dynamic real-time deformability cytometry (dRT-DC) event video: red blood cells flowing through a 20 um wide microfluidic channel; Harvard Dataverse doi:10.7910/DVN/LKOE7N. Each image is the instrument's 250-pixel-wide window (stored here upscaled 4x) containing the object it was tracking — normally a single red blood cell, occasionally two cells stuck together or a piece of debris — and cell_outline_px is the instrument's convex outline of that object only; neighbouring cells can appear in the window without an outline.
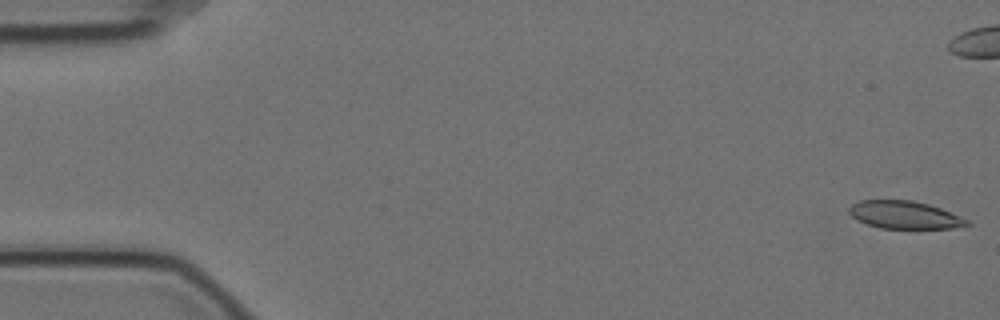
{"species": "Egyptian fruit bat (a non-hibernating species)", "species_latin": "Rousettus aegyptiacus", "temperature_condition": "cold", "stored_images_in_passage": 58, "camera_frame_rate_fps": 3000, "um_per_image_px": 0.085, "animal": {"sex": "female"}, "frame": {"image": 1, "passage_image": 1, "time_ms": 0.0, "image_size_px": [1000, 320], "cell_outline_px": [[972, 224], [952, 228], [880, 228], [868, 224], [852, 216], [848, 212], [848, 208], [852, 204], [860, 200], [912, 200], [928, 204], [940, 208], [972, 220]], "centroid_in_image_um": [76.94, 18.26], "position_along_channel_um": 8.1, "area_um2": 19.02}}
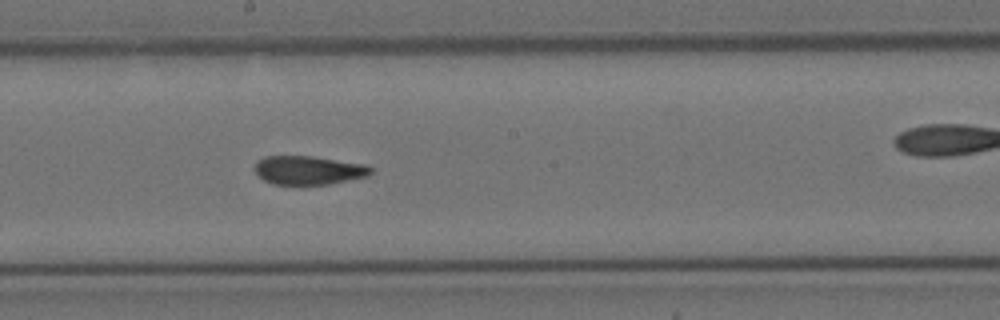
{"frame": {"image": 2, "passage_image": 31, "time_ms": 10.0, "image_size_px": [1000, 320], "cell_outline_px": [[372, 172], [368, 176], [328, 184], [272, 184], [264, 180], [252, 168], [256, 160], [264, 156], [312, 156], [368, 164], [372, 168]], "centroid_in_image_um": [26.21, 14.45], "position_along_channel_um": 222.0, "area_um2": 19.59}}
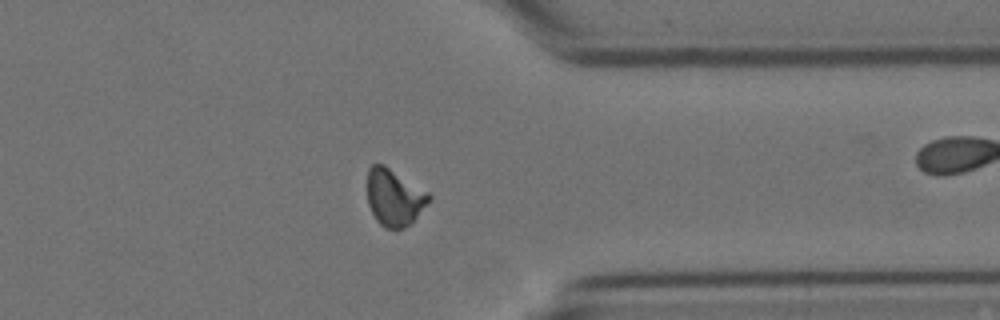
{"frame": {"image": 3, "passage_image": 45, "time_ms": 14.667, "image_size_px": [1000, 320], "cell_outline_px": [[432, 200], [404, 228], [396, 232], [384, 228], [376, 220], [368, 204], [368, 168], [372, 164], [384, 164], [428, 192], [432, 196]], "centroid_in_image_um": [33.51, 16.8], "position_along_channel_um": 377.9, "area_um2": 20.52}, "authors_computed_cell_mechanics": {"area_um2": 20.4901, "velocity_mm_per_s": 3.5015, "shape_relaxation_time_tau1_ms": 8.6372, "shape_relaxation_time_tau2_ms": 1.8893, "deformation_change_tau1": 0.1928, "deformation_change_tau2": 0.0672}}